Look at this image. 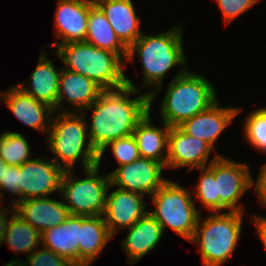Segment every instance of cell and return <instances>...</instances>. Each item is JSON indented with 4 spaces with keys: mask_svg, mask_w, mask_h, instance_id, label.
<instances>
[{
    "mask_svg": "<svg viewBox=\"0 0 266 266\" xmlns=\"http://www.w3.org/2000/svg\"><path fill=\"white\" fill-rule=\"evenodd\" d=\"M86 42L127 59L128 47L119 39L102 10L94 4L89 9Z\"/></svg>",
    "mask_w": 266,
    "mask_h": 266,
    "instance_id": "obj_25",
    "label": "cell"
},
{
    "mask_svg": "<svg viewBox=\"0 0 266 266\" xmlns=\"http://www.w3.org/2000/svg\"><path fill=\"white\" fill-rule=\"evenodd\" d=\"M155 209L148 211L161 225L190 241L196 230L201 211L196 209L192 192L167 180L151 197Z\"/></svg>",
    "mask_w": 266,
    "mask_h": 266,
    "instance_id": "obj_7",
    "label": "cell"
},
{
    "mask_svg": "<svg viewBox=\"0 0 266 266\" xmlns=\"http://www.w3.org/2000/svg\"><path fill=\"white\" fill-rule=\"evenodd\" d=\"M7 164L4 162V160L0 157V181L2 179L3 174V167H5Z\"/></svg>",
    "mask_w": 266,
    "mask_h": 266,
    "instance_id": "obj_38",
    "label": "cell"
},
{
    "mask_svg": "<svg viewBox=\"0 0 266 266\" xmlns=\"http://www.w3.org/2000/svg\"><path fill=\"white\" fill-rule=\"evenodd\" d=\"M216 93L214 85L201 74L178 71L161 103L162 122L178 127L214 104L218 100Z\"/></svg>",
    "mask_w": 266,
    "mask_h": 266,
    "instance_id": "obj_5",
    "label": "cell"
},
{
    "mask_svg": "<svg viewBox=\"0 0 266 266\" xmlns=\"http://www.w3.org/2000/svg\"><path fill=\"white\" fill-rule=\"evenodd\" d=\"M246 117L243 130L248 144L257 151L266 152V107L256 109Z\"/></svg>",
    "mask_w": 266,
    "mask_h": 266,
    "instance_id": "obj_29",
    "label": "cell"
},
{
    "mask_svg": "<svg viewBox=\"0 0 266 266\" xmlns=\"http://www.w3.org/2000/svg\"><path fill=\"white\" fill-rule=\"evenodd\" d=\"M100 165L84 169L85 178H77L73 170L64 171L60 195L68 203L70 215L103 216L107 193L110 190V176L99 175Z\"/></svg>",
    "mask_w": 266,
    "mask_h": 266,
    "instance_id": "obj_8",
    "label": "cell"
},
{
    "mask_svg": "<svg viewBox=\"0 0 266 266\" xmlns=\"http://www.w3.org/2000/svg\"><path fill=\"white\" fill-rule=\"evenodd\" d=\"M94 4V0H58L54 14L57 41L49 47L85 41L89 9Z\"/></svg>",
    "mask_w": 266,
    "mask_h": 266,
    "instance_id": "obj_13",
    "label": "cell"
},
{
    "mask_svg": "<svg viewBox=\"0 0 266 266\" xmlns=\"http://www.w3.org/2000/svg\"><path fill=\"white\" fill-rule=\"evenodd\" d=\"M163 169L166 168L161 163L139 157L109 173L110 187L151 197L168 180L162 178Z\"/></svg>",
    "mask_w": 266,
    "mask_h": 266,
    "instance_id": "obj_11",
    "label": "cell"
},
{
    "mask_svg": "<svg viewBox=\"0 0 266 266\" xmlns=\"http://www.w3.org/2000/svg\"><path fill=\"white\" fill-rule=\"evenodd\" d=\"M56 55L62 68L94 80L104 90L126 85L125 60L112 51L98 48L86 41L58 45Z\"/></svg>",
    "mask_w": 266,
    "mask_h": 266,
    "instance_id": "obj_4",
    "label": "cell"
},
{
    "mask_svg": "<svg viewBox=\"0 0 266 266\" xmlns=\"http://www.w3.org/2000/svg\"><path fill=\"white\" fill-rule=\"evenodd\" d=\"M58 113L54 112L56 115L51 119L46 139L49 149L54 154L51 159L64 171L73 170V166L80 158L83 169L97 165L99 154L90 143L87 132L89 122L85 120L86 116L82 112L71 110H62Z\"/></svg>",
    "mask_w": 266,
    "mask_h": 266,
    "instance_id": "obj_3",
    "label": "cell"
},
{
    "mask_svg": "<svg viewBox=\"0 0 266 266\" xmlns=\"http://www.w3.org/2000/svg\"><path fill=\"white\" fill-rule=\"evenodd\" d=\"M2 190H6L17 196V199L15 198L11 200L12 208L16 203L20 202L19 166L6 165L5 167H3L2 179L0 181V202L4 200L2 199L4 198V192Z\"/></svg>",
    "mask_w": 266,
    "mask_h": 266,
    "instance_id": "obj_33",
    "label": "cell"
},
{
    "mask_svg": "<svg viewBox=\"0 0 266 266\" xmlns=\"http://www.w3.org/2000/svg\"><path fill=\"white\" fill-rule=\"evenodd\" d=\"M2 203L3 202H0V244L4 243L6 228L11 217L10 215L8 217L6 216L11 213L10 211L12 206L9 205V207L7 206L4 209Z\"/></svg>",
    "mask_w": 266,
    "mask_h": 266,
    "instance_id": "obj_36",
    "label": "cell"
},
{
    "mask_svg": "<svg viewBox=\"0 0 266 266\" xmlns=\"http://www.w3.org/2000/svg\"><path fill=\"white\" fill-rule=\"evenodd\" d=\"M212 149L202 139L189 136L179 127H170L166 168L187 167V171L191 172L195 168L207 167L220 156L216 152L211 161H208Z\"/></svg>",
    "mask_w": 266,
    "mask_h": 266,
    "instance_id": "obj_12",
    "label": "cell"
},
{
    "mask_svg": "<svg viewBox=\"0 0 266 266\" xmlns=\"http://www.w3.org/2000/svg\"><path fill=\"white\" fill-rule=\"evenodd\" d=\"M246 163H239L233 159L220 155L214 160V176L216 180L217 195L220 197V212H245L239 203L241 197L250 188L253 189V177Z\"/></svg>",
    "mask_w": 266,
    "mask_h": 266,
    "instance_id": "obj_9",
    "label": "cell"
},
{
    "mask_svg": "<svg viewBox=\"0 0 266 266\" xmlns=\"http://www.w3.org/2000/svg\"><path fill=\"white\" fill-rule=\"evenodd\" d=\"M224 17L225 26L238 16L250 10L260 0H215Z\"/></svg>",
    "mask_w": 266,
    "mask_h": 266,
    "instance_id": "obj_32",
    "label": "cell"
},
{
    "mask_svg": "<svg viewBox=\"0 0 266 266\" xmlns=\"http://www.w3.org/2000/svg\"><path fill=\"white\" fill-rule=\"evenodd\" d=\"M151 108L133 131L140 157L161 163L166 168L168 154V134L170 126L162 123V128L151 122Z\"/></svg>",
    "mask_w": 266,
    "mask_h": 266,
    "instance_id": "obj_23",
    "label": "cell"
},
{
    "mask_svg": "<svg viewBox=\"0 0 266 266\" xmlns=\"http://www.w3.org/2000/svg\"><path fill=\"white\" fill-rule=\"evenodd\" d=\"M144 198V195L120 188L107 193L103 217L112 237L120 229L130 228L148 213Z\"/></svg>",
    "mask_w": 266,
    "mask_h": 266,
    "instance_id": "obj_14",
    "label": "cell"
},
{
    "mask_svg": "<svg viewBox=\"0 0 266 266\" xmlns=\"http://www.w3.org/2000/svg\"><path fill=\"white\" fill-rule=\"evenodd\" d=\"M30 146L22 133L11 130L0 133V157L7 165L20 166L29 161Z\"/></svg>",
    "mask_w": 266,
    "mask_h": 266,
    "instance_id": "obj_27",
    "label": "cell"
},
{
    "mask_svg": "<svg viewBox=\"0 0 266 266\" xmlns=\"http://www.w3.org/2000/svg\"><path fill=\"white\" fill-rule=\"evenodd\" d=\"M253 187L259 202L266 207V163L261 167L257 180H253Z\"/></svg>",
    "mask_w": 266,
    "mask_h": 266,
    "instance_id": "obj_34",
    "label": "cell"
},
{
    "mask_svg": "<svg viewBox=\"0 0 266 266\" xmlns=\"http://www.w3.org/2000/svg\"><path fill=\"white\" fill-rule=\"evenodd\" d=\"M183 27L179 24L171 29L155 34H142L129 48L127 60L133 61L135 53L141 60L143 69V82L141 88L145 86L154 87L149 92L150 108L156 96L162 91L163 79L166 73L178 67L179 72H186L187 57L183 47ZM183 64V65H182ZM185 65V68H181Z\"/></svg>",
    "mask_w": 266,
    "mask_h": 266,
    "instance_id": "obj_2",
    "label": "cell"
},
{
    "mask_svg": "<svg viewBox=\"0 0 266 266\" xmlns=\"http://www.w3.org/2000/svg\"><path fill=\"white\" fill-rule=\"evenodd\" d=\"M0 101L6 104L20 122L42 134H48L51 126L50 117L55 112L53 108L25 94L17 85H13L7 92L0 93Z\"/></svg>",
    "mask_w": 266,
    "mask_h": 266,
    "instance_id": "obj_16",
    "label": "cell"
},
{
    "mask_svg": "<svg viewBox=\"0 0 266 266\" xmlns=\"http://www.w3.org/2000/svg\"><path fill=\"white\" fill-rule=\"evenodd\" d=\"M13 209L40 233L64 223L70 215L63 201L54 200L49 196L21 200L14 205Z\"/></svg>",
    "mask_w": 266,
    "mask_h": 266,
    "instance_id": "obj_18",
    "label": "cell"
},
{
    "mask_svg": "<svg viewBox=\"0 0 266 266\" xmlns=\"http://www.w3.org/2000/svg\"><path fill=\"white\" fill-rule=\"evenodd\" d=\"M115 34L129 48L142 34L141 19L132 0H94Z\"/></svg>",
    "mask_w": 266,
    "mask_h": 266,
    "instance_id": "obj_19",
    "label": "cell"
},
{
    "mask_svg": "<svg viewBox=\"0 0 266 266\" xmlns=\"http://www.w3.org/2000/svg\"><path fill=\"white\" fill-rule=\"evenodd\" d=\"M3 266H26L25 262H21V260L19 261V258H14L11 259V261H9L6 265Z\"/></svg>",
    "mask_w": 266,
    "mask_h": 266,
    "instance_id": "obj_37",
    "label": "cell"
},
{
    "mask_svg": "<svg viewBox=\"0 0 266 266\" xmlns=\"http://www.w3.org/2000/svg\"><path fill=\"white\" fill-rule=\"evenodd\" d=\"M250 219L255 224L256 234H258L260 240L262 241L266 249V217L259 215H251Z\"/></svg>",
    "mask_w": 266,
    "mask_h": 266,
    "instance_id": "obj_35",
    "label": "cell"
},
{
    "mask_svg": "<svg viewBox=\"0 0 266 266\" xmlns=\"http://www.w3.org/2000/svg\"><path fill=\"white\" fill-rule=\"evenodd\" d=\"M28 257V258H27ZM26 257V266H75L67 258L46 247L34 250Z\"/></svg>",
    "mask_w": 266,
    "mask_h": 266,
    "instance_id": "obj_31",
    "label": "cell"
},
{
    "mask_svg": "<svg viewBox=\"0 0 266 266\" xmlns=\"http://www.w3.org/2000/svg\"><path fill=\"white\" fill-rule=\"evenodd\" d=\"M243 213L215 212L201 224L199 215L190 242L199 245L204 266H221L232 256L241 237Z\"/></svg>",
    "mask_w": 266,
    "mask_h": 266,
    "instance_id": "obj_6",
    "label": "cell"
},
{
    "mask_svg": "<svg viewBox=\"0 0 266 266\" xmlns=\"http://www.w3.org/2000/svg\"><path fill=\"white\" fill-rule=\"evenodd\" d=\"M111 148V152L114 158L117 160L119 166L134 162L140 157L139 150L137 147L136 139L133 134L127 137L118 138L115 141L110 142L98 156V165L101 164V159L107 148Z\"/></svg>",
    "mask_w": 266,
    "mask_h": 266,
    "instance_id": "obj_30",
    "label": "cell"
},
{
    "mask_svg": "<svg viewBox=\"0 0 266 266\" xmlns=\"http://www.w3.org/2000/svg\"><path fill=\"white\" fill-rule=\"evenodd\" d=\"M103 90L94 80L62 68L59 77L56 112L61 111V108L65 109L64 112L66 110L68 112L69 106L68 108L67 106L66 108L62 107L64 100L72 105L71 107L74 109L72 112H82L99 98Z\"/></svg>",
    "mask_w": 266,
    "mask_h": 266,
    "instance_id": "obj_17",
    "label": "cell"
},
{
    "mask_svg": "<svg viewBox=\"0 0 266 266\" xmlns=\"http://www.w3.org/2000/svg\"><path fill=\"white\" fill-rule=\"evenodd\" d=\"M218 100L208 109L184 121L178 127L192 137L202 139L212 148L215 142L243 108L221 107Z\"/></svg>",
    "mask_w": 266,
    "mask_h": 266,
    "instance_id": "obj_15",
    "label": "cell"
},
{
    "mask_svg": "<svg viewBox=\"0 0 266 266\" xmlns=\"http://www.w3.org/2000/svg\"><path fill=\"white\" fill-rule=\"evenodd\" d=\"M41 52L39 62L28 81L30 86L26 87L23 83L17 86L25 94L50 106L56 112L59 77L62 69L56 70L51 58H48L43 49Z\"/></svg>",
    "mask_w": 266,
    "mask_h": 266,
    "instance_id": "obj_21",
    "label": "cell"
},
{
    "mask_svg": "<svg viewBox=\"0 0 266 266\" xmlns=\"http://www.w3.org/2000/svg\"><path fill=\"white\" fill-rule=\"evenodd\" d=\"M64 170L52 159L32 158L19 166L20 201L45 198L59 191Z\"/></svg>",
    "mask_w": 266,
    "mask_h": 266,
    "instance_id": "obj_10",
    "label": "cell"
},
{
    "mask_svg": "<svg viewBox=\"0 0 266 266\" xmlns=\"http://www.w3.org/2000/svg\"><path fill=\"white\" fill-rule=\"evenodd\" d=\"M112 238L103 216H80L78 266H92Z\"/></svg>",
    "mask_w": 266,
    "mask_h": 266,
    "instance_id": "obj_22",
    "label": "cell"
},
{
    "mask_svg": "<svg viewBox=\"0 0 266 266\" xmlns=\"http://www.w3.org/2000/svg\"><path fill=\"white\" fill-rule=\"evenodd\" d=\"M126 76V85L117 89L103 90L90 107L93 111L88 127L89 140L99 154L110 142L133 134L137 124L150 111L149 93L141 90ZM133 94H141L131 98Z\"/></svg>",
    "mask_w": 266,
    "mask_h": 266,
    "instance_id": "obj_1",
    "label": "cell"
},
{
    "mask_svg": "<svg viewBox=\"0 0 266 266\" xmlns=\"http://www.w3.org/2000/svg\"><path fill=\"white\" fill-rule=\"evenodd\" d=\"M198 171H200V177L192 196L201 202L202 209L206 208L212 213L220 212V197L217 195L214 161L207 167L198 168Z\"/></svg>",
    "mask_w": 266,
    "mask_h": 266,
    "instance_id": "obj_28",
    "label": "cell"
},
{
    "mask_svg": "<svg viewBox=\"0 0 266 266\" xmlns=\"http://www.w3.org/2000/svg\"><path fill=\"white\" fill-rule=\"evenodd\" d=\"M4 243L15 253H28L29 255L41 244V233L30 223L23 220L15 210L10 214Z\"/></svg>",
    "mask_w": 266,
    "mask_h": 266,
    "instance_id": "obj_26",
    "label": "cell"
},
{
    "mask_svg": "<svg viewBox=\"0 0 266 266\" xmlns=\"http://www.w3.org/2000/svg\"><path fill=\"white\" fill-rule=\"evenodd\" d=\"M127 238L122 240L121 247L127 255V263L137 262L151 252L161 241L163 228L148 212L145 216L128 228Z\"/></svg>",
    "mask_w": 266,
    "mask_h": 266,
    "instance_id": "obj_20",
    "label": "cell"
},
{
    "mask_svg": "<svg viewBox=\"0 0 266 266\" xmlns=\"http://www.w3.org/2000/svg\"><path fill=\"white\" fill-rule=\"evenodd\" d=\"M78 242H80V216L69 215L62 224L41 233L42 246L67 258L78 266Z\"/></svg>",
    "mask_w": 266,
    "mask_h": 266,
    "instance_id": "obj_24",
    "label": "cell"
}]
</instances>
